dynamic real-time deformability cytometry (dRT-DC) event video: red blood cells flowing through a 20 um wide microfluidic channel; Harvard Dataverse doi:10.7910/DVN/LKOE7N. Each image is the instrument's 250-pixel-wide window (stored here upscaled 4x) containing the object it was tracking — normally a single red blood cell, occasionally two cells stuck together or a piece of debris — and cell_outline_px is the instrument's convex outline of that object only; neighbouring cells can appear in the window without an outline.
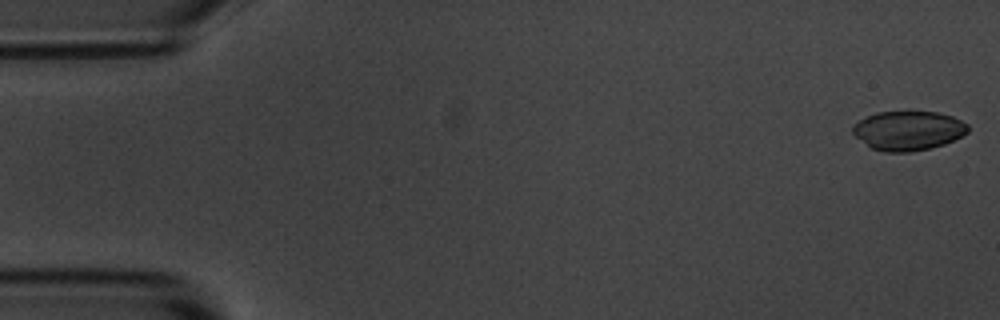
{"species": "common noctule bat (a hibernating species)", "species_latin": "Nyctalus noctula", "temperature_condition": "room temperature", "stored_images_in_passage": 6, "camera_frame_rate_fps": 3000, "um_per_image_px": 0.085, "animal": {"sex": "male", "body_mass_g": 20.1, "forearm_length_mm": 53.5}, "frame": {"image": 1, "passage_image": 1, "time_ms": 0.0, "image_size_px": [1000, 320], "cell_outline_px": [[968, 132], [944, 144], [912, 152], [884, 152], [872, 148], [856, 136], [852, 132], [852, 124], [876, 112], [908, 108], [936, 112], [952, 116], [968, 124]], "centroid_in_image_um": [77.18, 11.05], "position_along_channel_um": 7.8, "area_um2": 26.99}}